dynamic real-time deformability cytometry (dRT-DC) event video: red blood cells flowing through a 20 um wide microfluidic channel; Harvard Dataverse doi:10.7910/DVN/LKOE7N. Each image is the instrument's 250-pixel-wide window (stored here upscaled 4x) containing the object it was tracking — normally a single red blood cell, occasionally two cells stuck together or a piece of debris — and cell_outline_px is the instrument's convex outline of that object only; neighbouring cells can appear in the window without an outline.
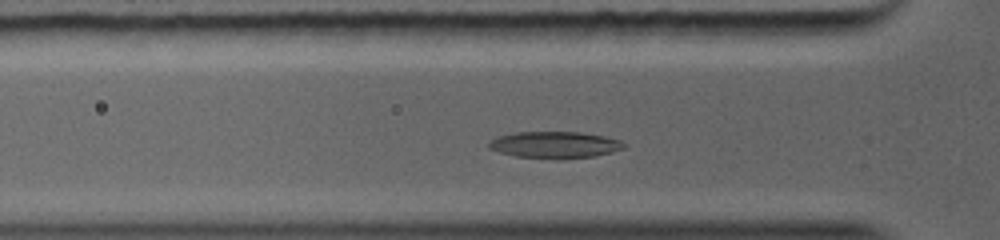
{"species": "common noctule bat (a hibernating species)", "species_latin": "Nyctalus noctula", "temperature_condition": "warm", "stored_images_in_passage": 37, "camera_frame_rate_fps": 5000, "um_per_image_px": 0.085, "animal": {"sex": "female", "body_mass_g": 19.0, "forearm_length_mm": 56.7}, "frame": {"image": 1, "passage_image": 7, "time_ms": 1.8, "image_size_px": [1000, 240], "cell_outline_px": [[628, 144], [624, 148], [612, 152], [596, 156], [560, 160], [552, 160], [516, 156], [500, 152], [488, 148], [488, 144], [492, 140], [500, 136], [520, 132], [576, 132], [600, 136], [620, 140]], "centroid_in_image_um": [47.19, 12.34], "position_along_channel_um": 78.6, "area_um2": 21.04}}
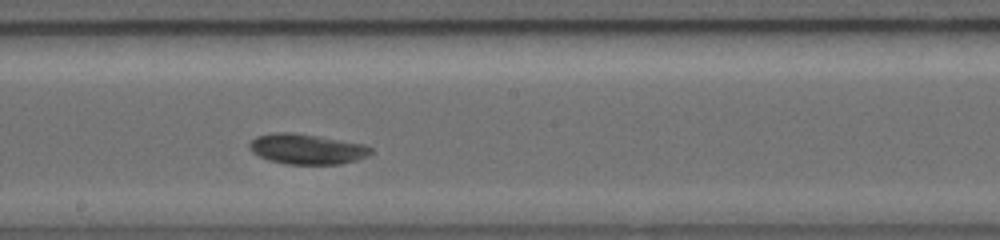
{"frame": {"image": 2, "passage_image": 18, "time_ms": 4.8, "image_size_px": [1000, 240], "cell_outline_px": [[372, 152], [356, 160], [340, 164], [284, 164], [268, 160], [252, 152], [252, 140], [260, 136], [308, 136], [360, 144], [372, 148]], "centroid_in_image_um": [26.14, 12.76], "position_along_channel_um": 222.1, "area_um2": 19.48}}
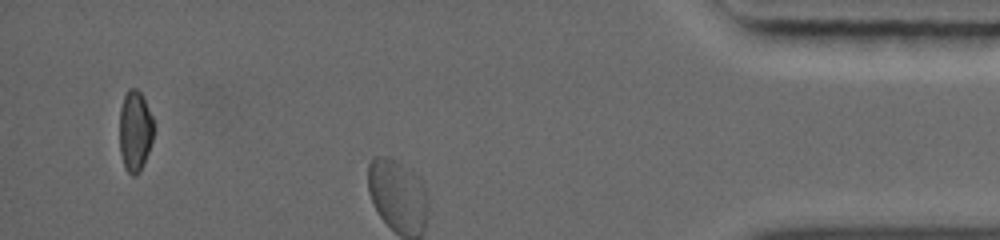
{"frame": {"image": 3, "passage_image": 33, "time_ms": 9.2, "image_size_px": [1000, 240], "cell_outline_px": [[152, 140], [144, 160], [140, 168], [136, 172], [128, 172], [124, 164], [120, 148], [120, 112], [124, 96], [132, 88], [136, 88], [140, 92], [144, 100], [152, 120]], "centroid_in_image_um": [11.45, 11.08], "position_along_channel_um": 423.7, "area_um2": 15.03}}